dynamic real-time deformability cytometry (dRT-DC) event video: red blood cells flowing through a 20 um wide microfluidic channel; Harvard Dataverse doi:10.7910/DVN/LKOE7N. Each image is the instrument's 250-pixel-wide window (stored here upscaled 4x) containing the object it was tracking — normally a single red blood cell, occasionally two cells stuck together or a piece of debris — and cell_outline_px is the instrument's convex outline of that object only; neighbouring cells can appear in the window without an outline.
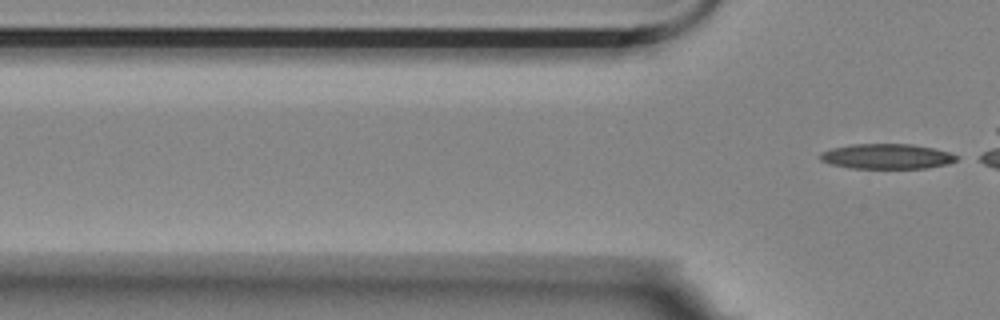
{"species": "Egyptian fruit bat (a non-hibernating species)", "species_latin": "Rousettus aegyptiacus", "temperature_condition": "room temperature", "stored_images_in_passage": 5, "camera_frame_rate_fps": 3000, "um_per_image_px": 0.085, "animal": {"sex": "female"}, "frame": {"image": 1, "passage_image": 5, "time_ms": 1.333, "image_size_px": [1000, 320], "cell_outline_px": [[960, 156], [956, 160], [948, 164], [928, 168], [852, 168], [828, 164], [820, 160], [820, 152], [832, 148], [852, 144], [912, 144], [932, 148], [948, 152]], "centroid_in_image_um": [75.36, 13.29], "position_along_channel_um": 50.4, "area_um2": 20.0}}